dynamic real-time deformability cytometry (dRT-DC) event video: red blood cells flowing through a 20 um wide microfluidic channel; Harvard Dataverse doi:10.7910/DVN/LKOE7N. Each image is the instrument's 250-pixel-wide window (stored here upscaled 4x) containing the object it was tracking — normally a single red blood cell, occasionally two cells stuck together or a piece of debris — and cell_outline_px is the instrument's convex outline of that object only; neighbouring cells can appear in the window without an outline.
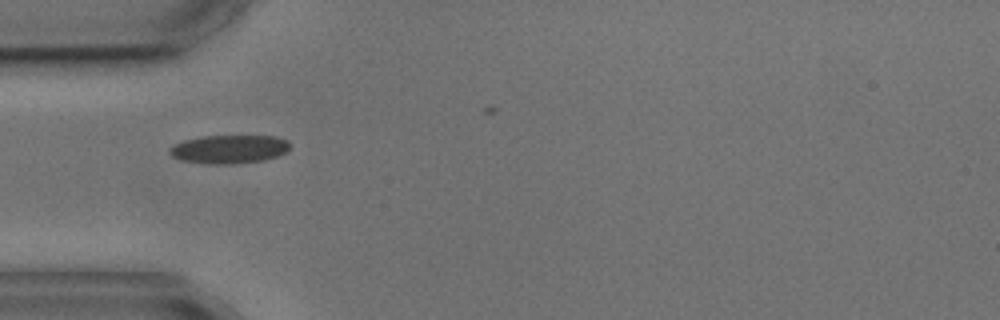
{"species": "common noctule bat (a hibernating species)", "species_latin": "Nyctalus noctula", "temperature_condition": "cold", "stored_images_in_passage": 8, "camera_frame_rate_fps": 3000, "um_per_image_px": 0.085, "animal": {"sex": "male", "body_mass_g": 17.9, "forearm_length_mm": 54.2}, "frame": {"image": 1, "passage_image": 5, "time_ms": 4.667, "image_size_px": [1000, 320], "cell_outline_px": [[292, 144], [288, 152], [264, 160], [236, 164], [208, 164], [180, 160], [172, 156], [168, 152], [168, 148], [184, 140], [204, 136], [276, 136], [288, 140]], "centroid_in_image_um": [19.51, 12.68], "position_along_channel_um": 65.5, "area_um2": 20.23}}